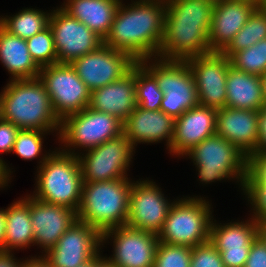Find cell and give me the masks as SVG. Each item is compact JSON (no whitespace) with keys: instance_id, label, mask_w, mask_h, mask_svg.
I'll return each mask as SVG.
<instances>
[{"instance_id":"6da1fadb","label":"cell","mask_w":266,"mask_h":267,"mask_svg":"<svg viewBox=\"0 0 266 267\" xmlns=\"http://www.w3.org/2000/svg\"><path fill=\"white\" fill-rule=\"evenodd\" d=\"M165 0L123 1L114 16L105 46L129 54L135 61L158 56L164 34Z\"/></svg>"},{"instance_id":"7a4b0ae2","label":"cell","mask_w":266,"mask_h":267,"mask_svg":"<svg viewBox=\"0 0 266 267\" xmlns=\"http://www.w3.org/2000/svg\"><path fill=\"white\" fill-rule=\"evenodd\" d=\"M164 34L157 58L185 61L210 53L208 43L214 4L205 0H165Z\"/></svg>"},{"instance_id":"3957f363","label":"cell","mask_w":266,"mask_h":267,"mask_svg":"<svg viewBox=\"0 0 266 267\" xmlns=\"http://www.w3.org/2000/svg\"><path fill=\"white\" fill-rule=\"evenodd\" d=\"M0 118L19 129L58 131L57 137L60 130V120L39 77L9 80L0 92Z\"/></svg>"},{"instance_id":"277c9868","label":"cell","mask_w":266,"mask_h":267,"mask_svg":"<svg viewBox=\"0 0 266 267\" xmlns=\"http://www.w3.org/2000/svg\"><path fill=\"white\" fill-rule=\"evenodd\" d=\"M37 166L34 198L78 211L83 178L77 155L58 150L46 152ZM36 192V193H35ZM35 193V194H34Z\"/></svg>"},{"instance_id":"5b68a950","label":"cell","mask_w":266,"mask_h":267,"mask_svg":"<svg viewBox=\"0 0 266 267\" xmlns=\"http://www.w3.org/2000/svg\"><path fill=\"white\" fill-rule=\"evenodd\" d=\"M131 186L129 178L83 183L78 220L101 233L126 225Z\"/></svg>"},{"instance_id":"8992f818","label":"cell","mask_w":266,"mask_h":267,"mask_svg":"<svg viewBox=\"0 0 266 267\" xmlns=\"http://www.w3.org/2000/svg\"><path fill=\"white\" fill-rule=\"evenodd\" d=\"M211 209V203L201 196L177 198L157 234L159 242L191 248L208 242Z\"/></svg>"},{"instance_id":"52a82bcc","label":"cell","mask_w":266,"mask_h":267,"mask_svg":"<svg viewBox=\"0 0 266 267\" xmlns=\"http://www.w3.org/2000/svg\"><path fill=\"white\" fill-rule=\"evenodd\" d=\"M184 156H189L197 167L202 184L228 178L237 179L240 187L243 186L247 174V155L217 133L197 144Z\"/></svg>"},{"instance_id":"ba28073f","label":"cell","mask_w":266,"mask_h":267,"mask_svg":"<svg viewBox=\"0 0 266 267\" xmlns=\"http://www.w3.org/2000/svg\"><path fill=\"white\" fill-rule=\"evenodd\" d=\"M139 63L156 79L164 93L160 106L164 113L177 118L199 104L193 75L186 61L155 57Z\"/></svg>"},{"instance_id":"9c48e42d","label":"cell","mask_w":266,"mask_h":267,"mask_svg":"<svg viewBox=\"0 0 266 267\" xmlns=\"http://www.w3.org/2000/svg\"><path fill=\"white\" fill-rule=\"evenodd\" d=\"M121 134H123V122L121 120L88 106L60 121L58 141L64 145L59 149L65 153L77 155L78 151L75 152L77 150L75 148H85L83 151H86Z\"/></svg>"},{"instance_id":"30bf717a","label":"cell","mask_w":266,"mask_h":267,"mask_svg":"<svg viewBox=\"0 0 266 267\" xmlns=\"http://www.w3.org/2000/svg\"><path fill=\"white\" fill-rule=\"evenodd\" d=\"M134 149L131 142L121 134L84 151L86 153L79 152L77 157L83 183L128 178L127 170L132 162Z\"/></svg>"},{"instance_id":"8fae6325","label":"cell","mask_w":266,"mask_h":267,"mask_svg":"<svg viewBox=\"0 0 266 267\" xmlns=\"http://www.w3.org/2000/svg\"><path fill=\"white\" fill-rule=\"evenodd\" d=\"M38 77L43 82L53 111L60 121L89 106L91 92L69 63L42 67Z\"/></svg>"},{"instance_id":"7c38bea8","label":"cell","mask_w":266,"mask_h":267,"mask_svg":"<svg viewBox=\"0 0 266 267\" xmlns=\"http://www.w3.org/2000/svg\"><path fill=\"white\" fill-rule=\"evenodd\" d=\"M137 63L129 54L102 44L70 65L90 92L122 79Z\"/></svg>"},{"instance_id":"4fadbf2b","label":"cell","mask_w":266,"mask_h":267,"mask_svg":"<svg viewBox=\"0 0 266 267\" xmlns=\"http://www.w3.org/2000/svg\"><path fill=\"white\" fill-rule=\"evenodd\" d=\"M49 27L54 37L57 63H71L97 50L103 39L85 24L71 17L61 7L51 10Z\"/></svg>"},{"instance_id":"5bb4252c","label":"cell","mask_w":266,"mask_h":267,"mask_svg":"<svg viewBox=\"0 0 266 267\" xmlns=\"http://www.w3.org/2000/svg\"><path fill=\"white\" fill-rule=\"evenodd\" d=\"M102 233L77 220L60 237L57 244L41 256L49 267H78L100 253Z\"/></svg>"},{"instance_id":"9a60e30c","label":"cell","mask_w":266,"mask_h":267,"mask_svg":"<svg viewBox=\"0 0 266 267\" xmlns=\"http://www.w3.org/2000/svg\"><path fill=\"white\" fill-rule=\"evenodd\" d=\"M113 240V255L107 257L115 267H153L159 240L156 233L126 225L102 233V243Z\"/></svg>"},{"instance_id":"2e32d148","label":"cell","mask_w":266,"mask_h":267,"mask_svg":"<svg viewBox=\"0 0 266 267\" xmlns=\"http://www.w3.org/2000/svg\"><path fill=\"white\" fill-rule=\"evenodd\" d=\"M185 61L193 75L199 104L217 110L226 107L230 59L220 52H211Z\"/></svg>"},{"instance_id":"e0dca14e","label":"cell","mask_w":266,"mask_h":267,"mask_svg":"<svg viewBox=\"0 0 266 267\" xmlns=\"http://www.w3.org/2000/svg\"><path fill=\"white\" fill-rule=\"evenodd\" d=\"M132 181L126 226L158 234L173 202L168 201L156 182Z\"/></svg>"},{"instance_id":"ac0fdd59","label":"cell","mask_w":266,"mask_h":267,"mask_svg":"<svg viewBox=\"0 0 266 267\" xmlns=\"http://www.w3.org/2000/svg\"><path fill=\"white\" fill-rule=\"evenodd\" d=\"M250 219L226 224H216V220H212L209 241L220 252L225 267L245 266L250 246L262 229L261 224Z\"/></svg>"},{"instance_id":"d6986e66","label":"cell","mask_w":266,"mask_h":267,"mask_svg":"<svg viewBox=\"0 0 266 267\" xmlns=\"http://www.w3.org/2000/svg\"><path fill=\"white\" fill-rule=\"evenodd\" d=\"M29 207L34 245H39L43 249L42 253L52 249L67 229L78 220L76 211L38 200L31 195Z\"/></svg>"},{"instance_id":"ffe728a7","label":"cell","mask_w":266,"mask_h":267,"mask_svg":"<svg viewBox=\"0 0 266 267\" xmlns=\"http://www.w3.org/2000/svg\"><path fill=\"white\" fill-rule=\"evenodd\" d=\"M256 8V3L247 0H223L214 4L208 36L210 53H221Z\"/></svg>"},{"instance_id":"44dd1931","label":"cell","mask_w":266,"mask_h":267,"mask_svg":"<svg viewBox=\"0 0 266 267\" xmlns=\"http://www.w3.org/2000/svg\"><path fill=\"white\" fill-rule=\"evenodd\" d=\"M217 109L197 104L175 118L172 155L184 157L197 144L216 134Z\"/></svg>"},{"instance_id":"7402d4cb","label":"cell","mask_w":266,"mask_h":267,"mask_svg":"<svg viewBox=\"0 0 266 267\" xmlns=\"http://www.w3.org/2000/svg\"><path fill=\"white\" fill-rule=\"evenodd\" d=\"M174 128V117L160 109L151 111L139 106L123 122V134L134 148L138 143H159L165 140L168 149L172 145Z\"/></svg>"},{"instance_id":"603a6c76","label":"cell","mask_w":266,"mask_h":267,"mask_svg":"<svg viewBox=\"0 0 266 267\" xmlns=\"http://www.w3.org/2000/svg\"><path fill=\"white\" fill-rule=\"evenodd\" d=\"M258 111L224 107L217 110L216 133L245 155L257 153Z\"/></svg>"},{"instance_id":"cb8c5ba5","label":"cell","mask_w":266,"mask_h":267,"mask_svg":"<svg viewBox=\"0 0 266 267\" xmlns=\"http://www.w3.org/2000/svg\"><path fill=\"white\" fill-rule=\"evenodd\" d=\"M135 65L122 79L91 92L89 107L124 122L136 108Z\"/></svg>"},{"instance_id":"d4e9b609","label":"cell","mask_w":266,"mask_h":267,"mask_svg":"<svg viewBox=\"0 0 266 267\" xmlns=\"http://www.w3.org/2000/svg\"><path fill=\"white\" fill-rule=\"evenodd\" d=\"M121 0H68L61 8L103 40L111 29Z\"/></svg>"},{"instance_id":"484cf974","label":"cell","mask_w":266,"mask_h":267,"mask_svg":"<svg viewBox=\"0 0 266 267\" xmlns=\"http://www.w3.org/2000/svg\"><path fill=\"white\" fill-rule=\"evenodd\" d=\"M226 107L259 111L266 104L258 75L229 68L226 78Z\"/></svg>"},{"instance_id":"4316f807","label":"cell","mask_w":266,"mask_h":267,"mask_svg":"<svg viewBox=\"0 0 266 267\" xmlns=\"http://www.w3.org/2000/svg\"><path fill=\"white\" fill-rule=\"evenodd\" d=\"M0 61L11 80L38 78L41 70L29 53L26 40L10 34L1 25Z\"/></svg>"},{"instance_id":"83f0119b","label":"cell","mask_w":266,"mask_h":267,"mask_svg":"<svg viewBox=\"0 0 266 267\" xmlns=\"http://www.w3.org/2000/svg\"><path fill=\"white\" fill-rule=\"evenodd\" d=\"M26 197V198H25ZM21 198L6 208V229L4 252L34 246V234L31 224L29 195Z\"/></svg>"},{"instance_id":"f1b7e54d","label":"cell","mask_w":266,"mask_h":267,"mask_svg":"<svg viewBox=\"0 0 266 267\" xmlns=\"http://www.w3.org/2000/svg\"><path fill=\"white\" fill-rule=\"evenodd\" d=\"M51 12L33 8H23L15 15L0 16V25L10 34L28 39L49 26Z\"/></svg>"},{"instance_id":"f546056e","label":"cell","mask_w":266,"mask_h":267,"mask_svg":"<svg viewBox=\"0 0 266 267\" xmlns=\"http://www.w3.org/2000/svg\"><path fill=\"white\" fill-rule=\"evenodd\" d=\"M264 38H266V12L256 8L244 27L221 53L230 59L236 52L247 49Z\"/></svg>"},{"instance_id":"4dcf8cb0","label":"cell","mask_w":266,"mask_h":267,"mask_svg":"<svg viewBox=\"0 0 266 267\" xmlns=\"http://www.w3.org/2000/svg\"><path fill=\"white\" fill-rule=\"evenodd\" d=\"M136 105L151 111L160 109L164 93L156 79L139 63L135 64Z\"/></svg>"},{"instance_id":"1f68e13d","label":"cell","mask_w":266,"mask_h":267,"mask_svg":"<svg viewBox=\"0 0 266 267\" xmlns=\"http://www.w3.org/2000/svg\"><path fill=\"white\" fill-rule=\"evenodd\" d=\"M230 62L239 71L263 75L266 72V38L247 49L236 52L230 58Z\"/></svg>"},{"instance_id":"d6a6232c","label":"cell","mask_w":266,"mask_h":267,"mask_svg":"<svg viewBox=\"0 0 266 267\" xmlns=\"http://www.w3.org/2000/svg\"><path fill=\"white\" fill-rule=\"evenodd\" d=\"M26 43L31 57L40 68L57 63L54 37L49 26L26 39Z\"/></svg>"},{"instance_id":"836d02e7","label":"cell","mask_w":266,"mask_h":267,"mask_svg":"<svg viewBox=\"0 0 266 267\" xmlns=\"http://www.w3.org/2000/svg\"><path fill=\"white\" fill-rule=\"evenodd\" d=\"M192 248L159 242L153 267H190Z\"/></svg>"},{"instance_id":"e575fe53","label":"cell","mask_w":266,"mask_h":267,"mask_svg":"<svg viewBox=\"0 0 266 267\" xmlns=\"http://www.w3.org/2000/svg\"><path fill=\"white\" fill-rule=\"evenodd\" d=\"M49 132L40 130L20 129L12 152L24 160L32 161L34 158L41 156L43 147V137Z\"/></svg>"},{"instance_id":"d590c367","label":"cell","mask_w":266,"mask_h":267,"mask_svg":"<svg viewBox=\"0 0 266 267\" xmlns=\"http://www.w3.org/2000/svg\"><path fill=\"white\" fill-rule=\"evenodd\" d=\"M190 267H225L220 252L210 242L192 248Z\"/></svg>"},{"instance_id":"8d00e7d4","label":"cell","mask_w":266,"mask_h":267,"mask_svg":"<svg viewBox=\"0 0 266 267\" xmlns=\"http://www.w3.org/2000/svg\"><path fill=\"white\" fill-rule=\"evenodd\" d=\"M243 186H266V153L247 156V174Z\"/></svg>"},{"instance_id":"74e56055","label":"cell","mask_w":266,"mask_h":267,"mask_svg":"<svg viewBox=\"0 0 266 267\" xmlns=\"http://www.w3.org/2000/svg\"><path fill=\"white\" fill-rule=\"evenodd\" d=\"M241 190L251 204V218L261 225L266 224V186H242Z\"/></svg>"},{"instance_id":"f35d334b","label":"cell","mask_w":266,"mask_h":267,"mask_svg":"<svg viewBox=\"0 0 266 267\" xmlns=\"http://www.w3.org/2000/svg\"><path fill=\"white\" fill-rule=\"evenodd\" d=\"M19 130L20 129L12 123L0 118V153L7 154L12 152ZM0 161L3 163L5 175L10 180L11 169L1 157Z\"/></svg>"},{"instance_id":"ab89813d","label":"cell","mask_w":266,"mask_h":267,"mask_svg":"<svg viewBox=\"0 0 266 267\" xmlns=\"http://www.w3.org/2000/svg\"><path fill=\"white\" fill-rule=\"evenodd\" d=\"M244 267H266V237L262 233L251 244Z\"/></svg>"},{"instance_id":"60d3db41","label":"cell","mask_w":266,"mask_h":267,"mask_svg":"<svg viewBox=\"0 0 266 267\" xmlns=\"http://www.w3.org/2000/svg\"><path fill=\"white\" fill-rule=\"evenodd\" d=\"M257 152L266 153V106L258 111Z\"/></svg>"},{"instance_id":"b9f144b4","label":"cell","mask_w":266,"mask_h":267,"mask_svg":"<svg viewBox=\"0 0 266 267\" xmlns=\"http://www.w3.org/2000/svg\"><path fill=\"white\" fill-rule=\"evenodd\" d=\"M21 259L17 260L13 253L0 251V267H19Z\"/></svg>"},{"instance_id":"7bdbcfd3","label":"cell","mask_w":266,"mask_h":267,"mask_svg":"<svg viewBox=\"0 0 266 267\" xmlns=\"http://www.w3.org/2000/svg\"><path fill=\"white\" fill-rule=\"evenodd\" d=\"M19 267H49V264L42 256H31L30 259L21 261Z\"/></svg>"},{"instance_id":"ee69618b","label":"cell","mask_w":266,"mask_h":267,"mask_svg":"<svg viewBox=\"0 0 266 267\" xmlns=\"http://www.w3.org/2000/svg\"><path fill=\"white\" fill-rule=\"evenodd\" d=\"M6 229V209H0V251L4 252V239Z\"/></svg>"},{"instance_id":"f6af8a7d","label":"cell","mask_w":266,"mask_h":267,"mask_svg":"<svg viewBox=\"0 0 266 267\" xmlns=\"http://www.w3.org/2000/svg\"><path fill=\"white\" fill-rule=\"evenodd\" d=\"M10 180L5 175L4 169H3V163L0 161V188H4L8 186V183Z\"/></svg>"},{"instance_id":"bcb514c9","label":"cell","mask_w":266,"mask_h":267,"mask_svg":"<svg viewBox=\"0 0 266 267\" xmlns=\"http://www.w3.org/2000/svg\"><path fill=\"white\" fill-rule=\"evenodd\" d=\"M94 267H115V265L107 258L101 257L94 265Z\"/></svg>"},{"instance_id":"7dc6e473","label":"cell","mask_w":266,"mask_h":267,"mask_svg":"<svg viewBox=\"0 0 266 267\" xmlns=\"http://www.w3.org/2000/svg\"><path fill=\"white\" fill-rule=\"evenodd\" d=\"M102 257L101 253H99L97 256L89 259L88 261L82 263L78 267H94L95 263Z\"/></svg>"},{"instance_id":"c3c4849f","label":"cell","mask_w":266,"mask_h":267,"mask_svg":"<svg viewBox=\"0 0 266 267\" xmlns=\"http://www.w3.org/2000/svg\"><path fill=\"white\" fill-rule=\"evenodd\" d=\"M261 82H262V87H263V96H264V101L266 104V72L260 76Z\"/></svg>"},{"instance_id":"681fc988","label":"cell","mask_w":266,"mask_h":267,"mask_svg":"<svg viewBox=\"0 0 266 267\" xmlns=\"http://www.w3.org/2000/svg\"><path fill=\"white\" fill-rule=\"evenodd\" d=\"M256 6L260 11L266 12V0H258Z\"/></svg>"},{"instance_id":"f907efd6","label":"cell","mask_w":266,"mask_h":267,"mask_svg":"<svg viewBox=\"0 0 266 267\" xmlns=\"http://www.w3.org/2000/svg\"><path fill=\"white\" fill-rule=\"evenodd\" d=\"M261 233L266 237V224L262 225Z\"/></svg>"},{"instance_id":"816d5d0a","label":"cell","mask_w":266,"mask_h":267,"mask_svg":"<svg viewBox=\"0 0 266 267\" xmlns=\"http://www.w3.org/2000/svg\"><path fill=\"white\" fill-rule=\"evenodd\" d=\"M205 1H207V2H209L211 4H216V3L221 2L223 0H205Z\"/></svg>"},{"instance_id":"f5cc1de1","label":"cell","mask_w":266,"mask_h":267,"mask_svg":"<svg viewBox=\"0 0 266 267\" xmlns=\"http://www.w3.org/2000/svg\"><path fill=\"white\" fill-rule=\"evenodd\" d=\"M247 1H253L254 3H257L258 0H247Z\"/></svg>"}]
</instances>
